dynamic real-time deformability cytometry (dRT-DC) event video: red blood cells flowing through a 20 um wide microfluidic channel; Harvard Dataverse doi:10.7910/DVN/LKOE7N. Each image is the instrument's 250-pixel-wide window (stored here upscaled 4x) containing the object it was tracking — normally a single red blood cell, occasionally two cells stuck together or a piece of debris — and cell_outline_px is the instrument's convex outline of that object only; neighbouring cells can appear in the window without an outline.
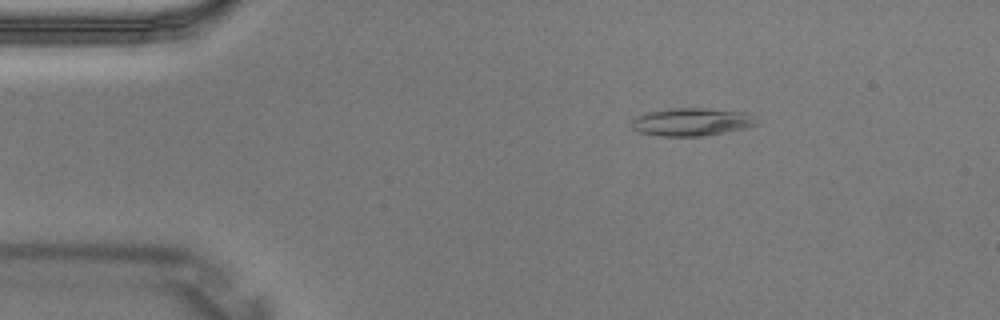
{"species": "Egyptian fruit bat (a non-hibernating species)", "species_latin": "Rousettus aegyptiacus", "temperature_condition": "warm", "stored_images_in_passage": 5, "camera_frame_rate_fps": 3000, "um_per_image_px": 0.085, "animal": {"sex": "male"}, "frame": {"image": 1, "passage_image": 5, "time_ms": 1.333, "image_size_px": [1000, 320], "cell_outline_px": [[760, 124], [748, 128], [700, 136], [660, 136], [640, 132], [632, 128], [632, 120], [636, 116], [648, 112], [672, 108], [704, 108], [748, 112]], "centroid_in_image_um": [58.83, 10.36], "position_along_channel_um": 26.2, "area_um2": 20.35}}